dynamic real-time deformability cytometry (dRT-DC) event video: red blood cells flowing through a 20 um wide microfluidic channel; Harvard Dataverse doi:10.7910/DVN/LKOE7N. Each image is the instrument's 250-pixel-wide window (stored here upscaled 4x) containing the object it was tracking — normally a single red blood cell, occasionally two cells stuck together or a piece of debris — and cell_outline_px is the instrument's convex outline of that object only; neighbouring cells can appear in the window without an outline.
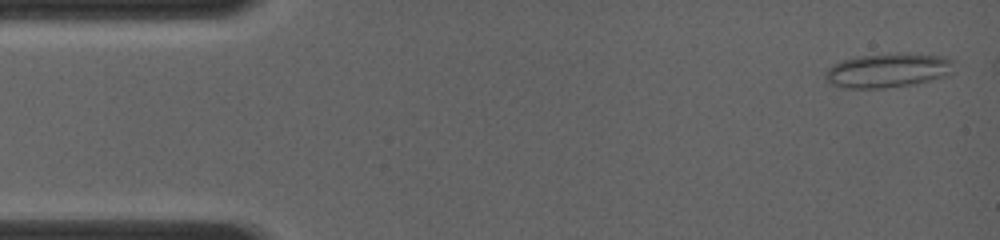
{"species": "common noctule bat (a hibernating species)", "species_latin": "Nyctalus noctula", "temperature_condition": "room temperature", "stored_images_in_passage": 21, "camera_frame_rate_fps": 4000, "um_per_image_px": 0.085, "animal": {"sex": "female", "body_mass_g": 19.0, "forearm_length_mm": 56.7}, "frame": {"image": 1, "passage_image": 1, "time_ms": 0.0, "image_size_px": [1000, 240], "cell_outline_px": [[956, 60], [952, 72], [948, 76], [916, 84], [884, 88], [848, 88], [832, 84], [824, 80], [824, 72], [832, 64], [840, 60], [856, 56], [900, 52], [908, 52], [944, 56]], "centroid_in_image_um": [75.51, 5.96], "position_along_channel_um": 9.5, "area_um2": 26.53}}
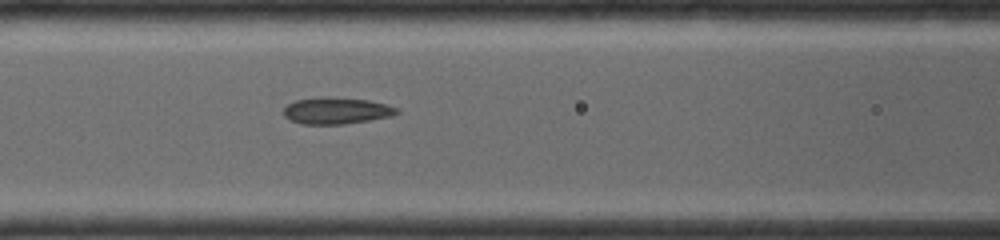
{"frame": {"image": 2, "passage_image": 14, "time_ms": 5.25, "image_size_px": [1000, 240], "cell_outline_px": [[400, 112], [392, 116], [344, 124], [300, 124], [284, 116], [284, 108], [288, 104], [296, 100], [320, 96], [332, 96], [368, 100], [384, 104], [396, 108]], "centroid_in_image_um": [28.57, 9.4], "position_along_channel_um": 138.0, "area_um2": 17.57}}
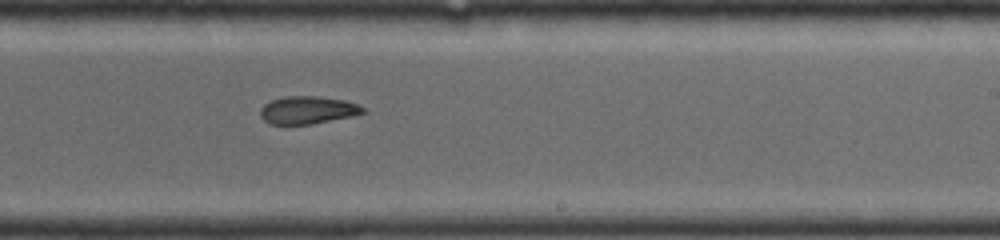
{"frame": {"image": 3, "passage_image": 21, "time_ms": 8.0, "image_size_px": [1000, 240], "cell_outline_px": [[364, 112], [352, 116], [312, 124], [272, 124], [264, 120], [260, 116], [260, 108], [264, 104], [272, 100], [284, 96], [316, 96], [344, 100], [356, 104], [364, 108]], "centroid_in_image_um": [26.12, 9.35], "position_along_channel_um": 262.9, "area_um2": 16.42}}